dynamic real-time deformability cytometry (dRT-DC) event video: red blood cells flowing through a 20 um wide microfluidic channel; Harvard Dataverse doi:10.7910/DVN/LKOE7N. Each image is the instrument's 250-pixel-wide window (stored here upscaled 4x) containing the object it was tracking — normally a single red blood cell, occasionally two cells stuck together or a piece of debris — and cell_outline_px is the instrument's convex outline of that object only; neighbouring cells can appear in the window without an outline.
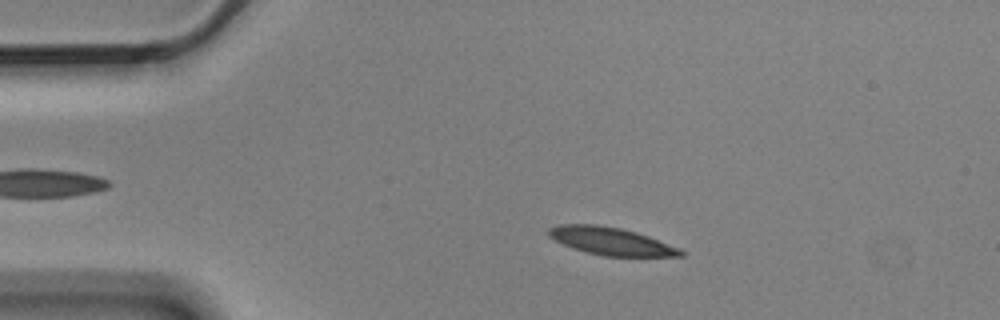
{"species": "Egyptian fruit bat (a non-hibernating species)", "species_latin": "Rousettus aegyptiacus", "temperature_condition": "cold", "stored_images_in_passage": 8, "camera_frame_rate_fps": 3000, "um_per_image_px": 0.085, "animal": {"sex": "male"}, "frame": {"image": 1, "passage_image": 3, "time_ms": 0.667, "image_size_px": [1000, 320], "cell_outline_px": [[684, 256], [604, 256], [584, 252], [572, 248], [548, 236], [548, 228], [560, 224], [596, 224], [620, 228], [636, 232], [648, 236], [680, 248], [684, 252]], "centroid_in_image_um": [51.92, 20.5], "position_along_channel_um": 33.1, "area_um2": 21.21}}
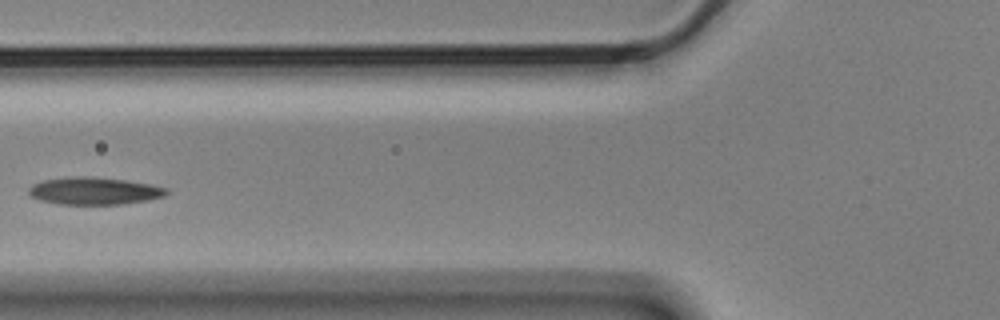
{"frame": {"image": 2, "passage_image": 6, "time_ms": 1.667, "image_size_px": [1000, 320], "cell_outline_px": [[168, 192], [164, 196], [148, 200], [124, 204], [60, 204], [40, 200], [28, 196], [28, 188], [32, 184], [44, 180], [72, 176], [88, 176], [128, 180], [168, 188]], "centroid_in_image_um": [7.98, 16.22], "position_along_channel_um": 117.8, "area_um2": 22.08}}
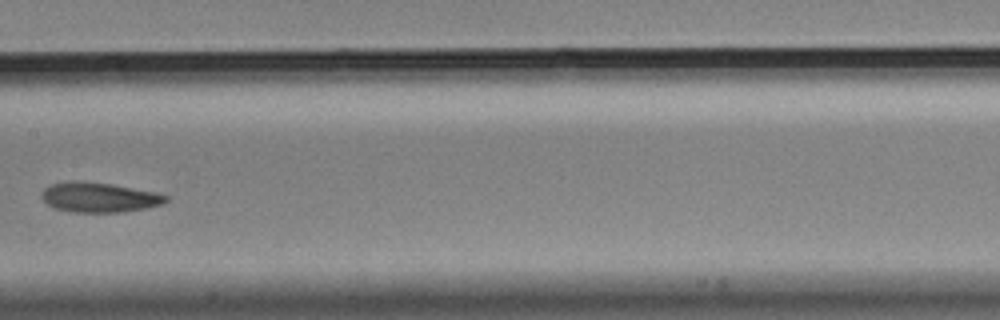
{"frame": {"image": 3, "passage_image": 8, "time_ms": 2.333, "image_size_px": [1000, 320], "cell_outline_px": [[168, 200], [164, 204], [148, 208], [124, 212], [68, 212], [56, 208], [48, 204], [40, 196], [44, 188], [52, 184], [72, 180], [108, 184], [156, 192], [168, 196]], "centroid_in_image_um": [8.44, 16.79], "position_along_channel_um": 199.0, "area_um2": 21.56}}